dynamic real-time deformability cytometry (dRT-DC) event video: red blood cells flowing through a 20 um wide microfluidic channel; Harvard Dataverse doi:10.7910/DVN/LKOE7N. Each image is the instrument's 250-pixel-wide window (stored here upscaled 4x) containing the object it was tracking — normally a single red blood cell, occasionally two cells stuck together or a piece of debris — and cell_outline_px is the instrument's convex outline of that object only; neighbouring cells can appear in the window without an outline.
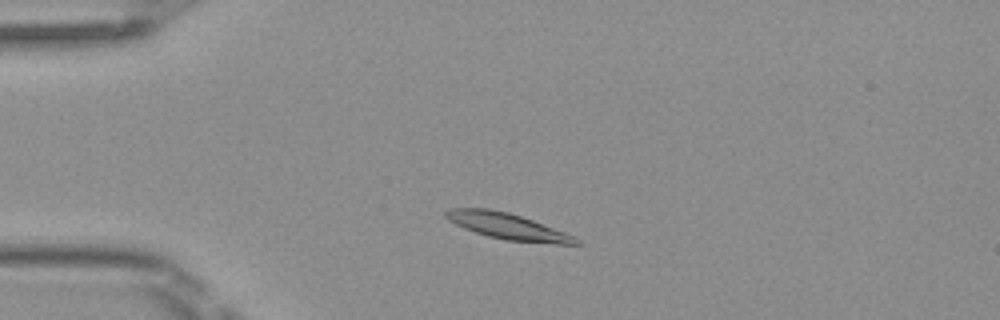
{"species": "Egyptian fruit bat (a non-hibernating species)", "species_latin": "Rousettus aegyptiacus", "temperature_condition": "room temperature", "stored_images_in_passage": 45, "camera_frame_rate_fps": 3000, "um_per_image_px": 0.085, "frame": {"image": 1, "passage_image": 7, "time_ms": 2.0, "image_size_px": [1000, 320], "cell_outline_px": [[580, 244], [556, 244], [508, 240], [488, 236], [464, 228], [448, 220], [444, 216], [444, 212], [448, 208], [488, 208], [508, 212], [532, 220], [576, 236], [580, 240]], "centroid_in_image_um": [43.14, 19.23], "position_along_channel_um": 41.9, "area_um2": 19.71}}
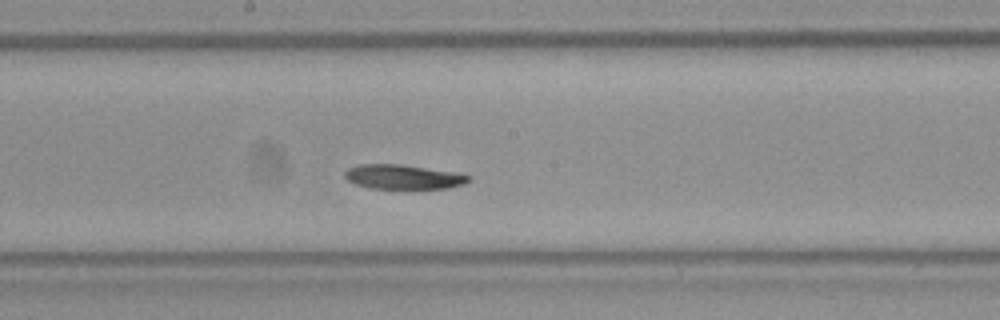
{"frame": {"image": 2, "passage_image": 22, "time_ms": 7.0, "image_size_px": [1000, 320], "cell_outline_px": [[472, 180], [464, 184], [448, 188], [412, 192], [368, 188], [356, 184], [348, 180], [344, 176], [344, 172], [348, 168], [360, 164], [400, 164], [452, 172], [472, 176]], "centroid_in_image_um": [34.3, 15.1], "position_along_channel_um": 213.9, "area_um2": 18.67}}
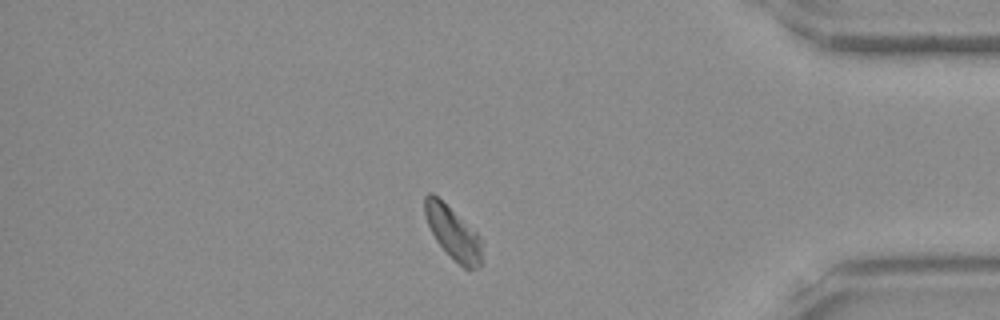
{"frame": {"image": 3, "passage_image": 38, "time_ms": 12.333, "image_size_px": [1000, 320], "cell_outline_px": [[480, 264], [476, 268], [464, 268], [436, 240], [428, 224], [424, 212], [424, 196], [428, 192], [432, 192], [476, 232], [480, 236]], "centroid_in_image_um": [38.46, 19.74], "position_along_channel_um": 396.7, "area_um2": 16.7}, "authors_computed_cell_mechanics": {"area_um2": 18.6116, "velocity_mm_per_s": 4.0066, "shape_relaxation_time_tau1_ms": 3.4796, "shape_relaxation_time_tau2_ms": 8.4763, "deformation_change_tau1": 0.1231, "deformation_change_tau2": 0.1188}}